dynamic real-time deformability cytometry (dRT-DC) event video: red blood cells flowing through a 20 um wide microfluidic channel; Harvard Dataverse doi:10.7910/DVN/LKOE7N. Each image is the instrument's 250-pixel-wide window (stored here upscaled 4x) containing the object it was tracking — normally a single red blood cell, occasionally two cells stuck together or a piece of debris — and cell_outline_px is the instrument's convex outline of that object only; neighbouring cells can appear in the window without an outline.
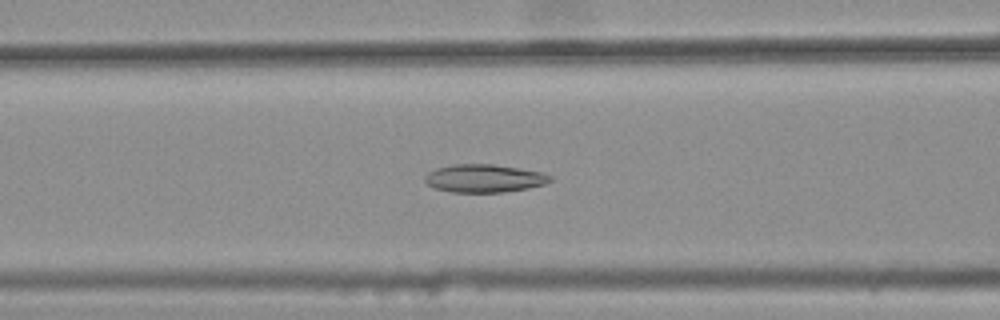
{"species": "common noctule bat (a hibernating species)", "species_latin": "Nyctalus noctula", "temperature_condition": "warm", "stored_images_in_passage": 45, "camera_frame_rate_fps": 3000, "um_per_image_px": 0.085, "animal": {"sex": "female", "body_mass_g": 25.1}, "frame": {"image": 1, "passage_image": 21, "time_ms": 6.667, "image_size_px": [1000, 320], "cell_outline_px": [[552, 180], [544, 184], [528, 188], [504, 192], [452, 192], [436, 188], [428, 184], [424, 180], [424, 176], [428, 172], [436, 168], [452, 164], [492, 164], [520, 168], [540, 172], [552, 176]], "centroid_in_image_um": [41.15, 15.15], "position_along_channel_um": 125.5, "area_um2": 20.4}}
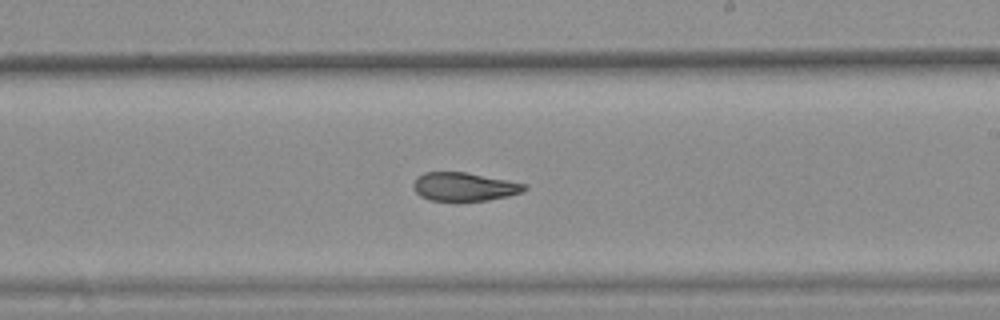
{"frame": {"image": 2, "passage_image": 31, "time_ms": 10.0, "image_size_px": [1000, 320], "cell_outline_px": [[528, 188], [524, 192], [508, 196], [488, 200], [428, 200], [420, 196], [412, 188], [412, 184], [416, 176], [424, 172], [464, 172], [508, 180], [528, 184]], "centroid_in_image_um": [39.45, 15.86], "position_along_channel_um": 249.5, "area_um2": 18.55}}
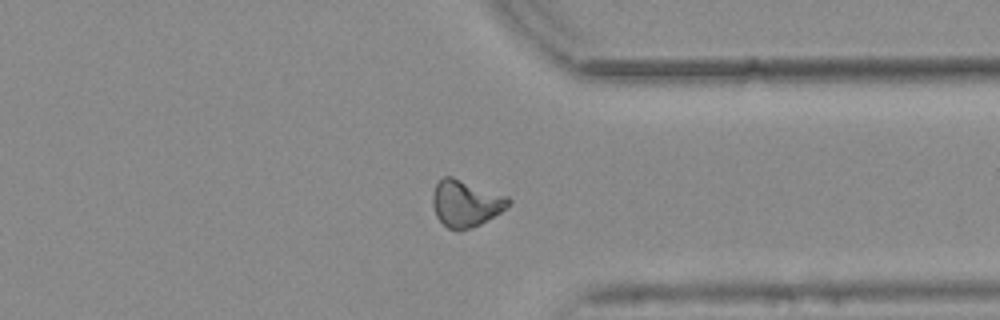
{"frame": {"image": 3, "passage_image": 41, "time_ms": 13.333, "image_size_px": [1000, 320], "cell_outline_px": [[512, 200], [500, 212], [480, 224], [472, 228], [460, 232], [448, 228], [436, 216], [432, 204], [432, 192], [436, 184], [444, 176], [452, 176], [508, 196]], "centroid_in_image_um": [39.56, 17.29], "position_along_channel_um": 371.8, "area_um2": 20.63}, "authors_computed_cell_mechanics": {"area_um2": 19.8832, "velocity_mm_per_s": 3.7324, "shape_relaxation_time_tau1_ms": null, "shape_relaxation_time_tau2_ms": 2.7375, "deformation_change_tau1": null, "deformation_change_tau2": 0.1024}}